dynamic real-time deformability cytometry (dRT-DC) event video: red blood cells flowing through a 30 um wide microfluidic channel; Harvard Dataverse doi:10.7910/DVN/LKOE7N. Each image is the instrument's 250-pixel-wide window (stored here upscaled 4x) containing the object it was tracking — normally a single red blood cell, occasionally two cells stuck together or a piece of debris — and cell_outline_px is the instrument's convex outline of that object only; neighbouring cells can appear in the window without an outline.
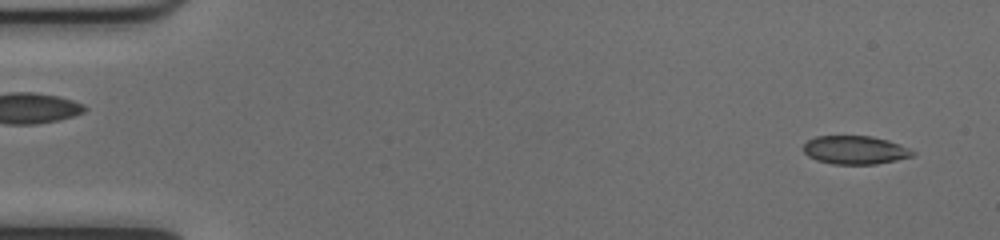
{"species": "common noctule bat (a hibernating species)", "species_latin": "Nyctalus noctula", "temperature_condition": "cold", "stored_images_in_passage": 50, "camera_frame_rate_fps": 3000, "um_per_image_px": 0.085, "animal": {"sex": "female", "body_mass_g": 17.0, "forearm_length_mm": 48.0}, "frame": {"image": 1, "passage_image": 2, "time_ms": 0.333, "image_size_px": [1000, 240], "cell_outline_px": [[916, 152], [912, 156], [896, 160], [876, 164], [832, 164], [816, 160], [808, 156], [804, 152], [804, 144], [808, 140], [816, 136], [872, 136], [888, 140], [900, 144]], "centroid_in_image_um": [72.68, 12.75], "position_along_channel_um": 12.3, "area_um2": 18.09}}
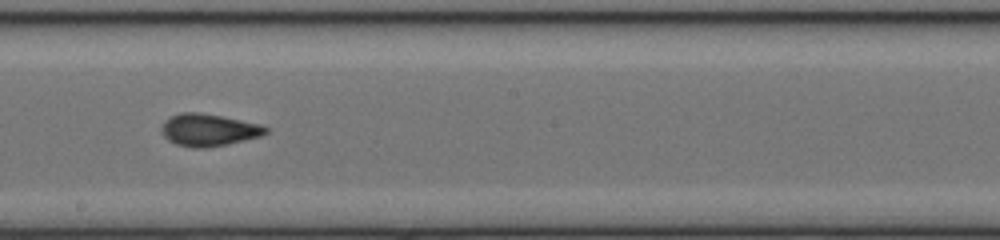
{"frame": {"image": 2, "passage_image": 28, "time_ms": 9.0, "image_size_px": [1000, 240], "cell_outline_px": [[268, 132], [260, 136], [228, 144], [204, 148], [192, 148], [176, 144], [168, 140], [164, 136], [164, 124], [172, 116], [180, 112], [200, 112], [260, 124], [268, 128]], "centroid_in_image_um": [17.77, 11.05], "position_along_channel_um": 230.4, "area_um2": 19.19}}
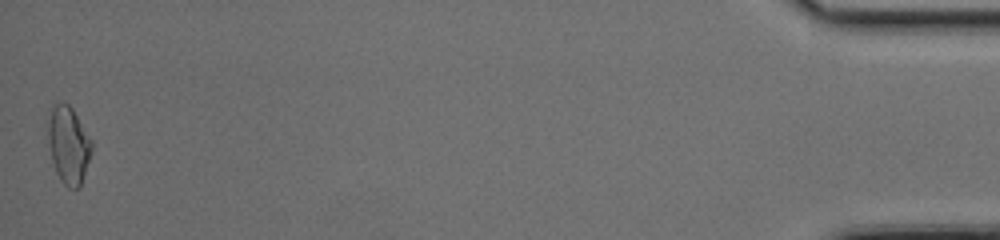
{"frame": {"image": 3, "passage_image": 50, "time_ms": 16.333, "image_size_px": [1000, 240], "cell_outline_px": [[92, 152], [80, 188], [68, 188], [60, 180], [56, 172], [52, 160], [48, 140], [48, 124], [52, 104], [56, 100], [68, 104], [72, 108], [92, 140]], "centroid_in_image_um": [5.83, 12.31], "position_along_channel_um": 429.4, "area_um2": 19.83}, "authors_computed_cell_mechanics": {"area_um2": 18.9006, "velocity_mm_per_s": 4.0479, "shape_relaxation_time_tau1_ms": 6.5088, "shape_relaxation_time_tau2_ms": 1.509, "deformation_change_tau1": 0.163, "deformation_change_tau2": 0.0562}}